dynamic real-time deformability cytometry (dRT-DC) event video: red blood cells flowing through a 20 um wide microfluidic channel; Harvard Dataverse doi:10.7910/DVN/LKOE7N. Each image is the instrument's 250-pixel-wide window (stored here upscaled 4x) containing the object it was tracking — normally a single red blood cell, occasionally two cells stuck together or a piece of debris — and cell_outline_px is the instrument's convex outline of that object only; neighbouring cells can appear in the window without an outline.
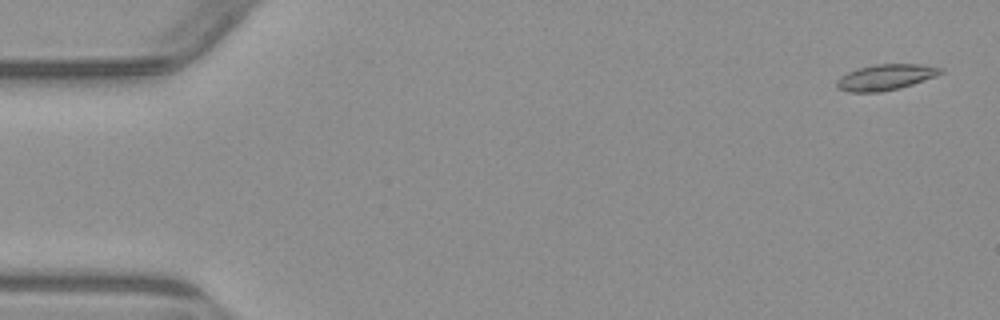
{"species": "common noctule bat (a hibernating species)", "species_latin": "Nyctalus noctula", "temperature_condition": "warm", "stored_images_in_passage": 3, "camera_frame_rate_fps": 3000, "um_per_image_px": 0.085, "animal": {"sex": "male", "body_mass_g": 23.1, "forearm_length_mm": 52.7}, "frame": {"image": 1, "passage_image": 1, "time_ms": 0.0, "image_size_px": [1000, 320], "cell_outline_px": [[944, 72], [936, 76], [912, 84], [880, 92], [848, 92], [836, 88], [836, 80], [840, 76], [856, 68], [876, 64], [920, 64], [944, 68]], "centroid_in_image_um": [75.25, 6.55], "position_along_channel_um": 9.8, "area_um2": 15.66}}